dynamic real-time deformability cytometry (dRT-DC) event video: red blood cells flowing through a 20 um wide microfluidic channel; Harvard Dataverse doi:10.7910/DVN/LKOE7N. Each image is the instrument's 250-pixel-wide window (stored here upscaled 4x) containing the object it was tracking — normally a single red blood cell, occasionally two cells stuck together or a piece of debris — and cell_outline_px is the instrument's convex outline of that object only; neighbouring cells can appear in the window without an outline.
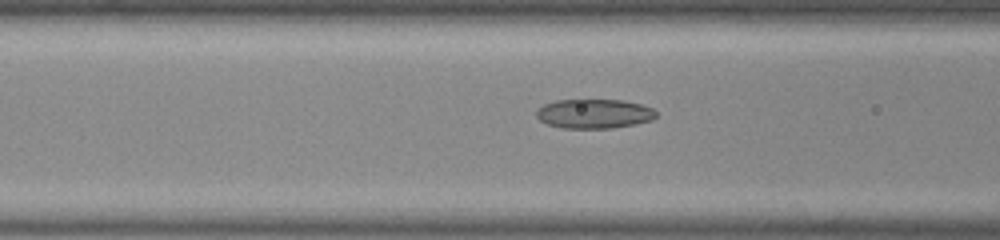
{"species": "common noctule bat (a hibernating species)", "species_latin": "Nyctalus noctula", "temperature_condition": "room temperature", "stored_images_in_passage": 41, "camera_frame_rate_fps": 3000, "um_per_image_px": 0.085, "animal": {"sex": "male", "body_mass_g": 20.0, "forearm_length_mm": 53.3}, "frame": {"image": 1, "passage_image": 16, "time_ms": 5.0, "image_size_px": [1000, 240], "cell_outline_px": [[656, 116], [652, 120], [612, 128], [560, 128], [548, 124], [540, 120], [536, 116], [536, 108], [544, 104], [556, 100], [624, 100], [640, 104], [652, 108], [656, 112]], "centroid_in_image_um": [50.46, 9.66], "position_along_channel_um": 116.1, "area_um2": 20.46}}
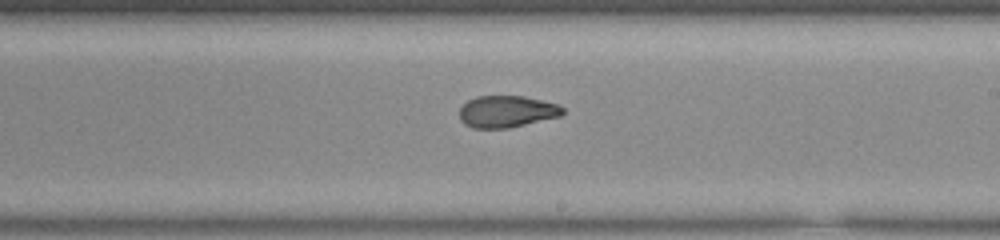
{"frame": {"image": 2, "passage_image": 26, "time_ms": 8.333, "image_size_px": [1000, 240], "cell_outline_px": [[564, 112], [560, 116], [508, 128], [472, 128], [464, 124], [460, 120], [460, 108], [468, 100], [476, 96], [524, 96], [560, 104], [564, 108]], "centroid_in_image_um": [43.08, 9.47], "position_along_channel_um": 245.9, "area_um2": 19.19}}
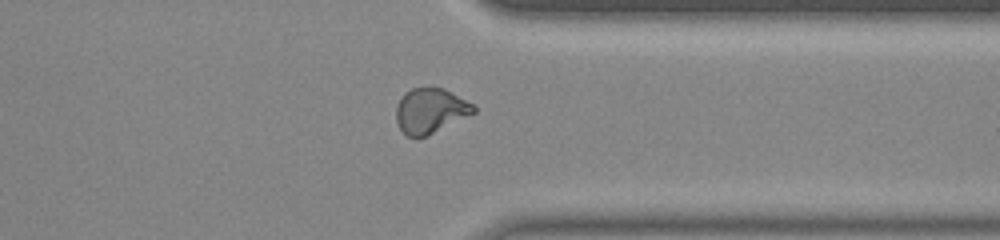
{"frame": {"image": 3, "passage_image": 36, "time_ms": 11.667, "image_size_px": [1000, 240], "cell_outline_px": [[476, 112], [416, 140], [408, 136], [400, 128], [396, 120], [396, 108], [404, 92], [412, 88], [444, 88], [476, 104]], "centroid_in_image_um": [36.6, 9.41], "position_along_channel_um": 374.8, "area_um2": 20.29}}